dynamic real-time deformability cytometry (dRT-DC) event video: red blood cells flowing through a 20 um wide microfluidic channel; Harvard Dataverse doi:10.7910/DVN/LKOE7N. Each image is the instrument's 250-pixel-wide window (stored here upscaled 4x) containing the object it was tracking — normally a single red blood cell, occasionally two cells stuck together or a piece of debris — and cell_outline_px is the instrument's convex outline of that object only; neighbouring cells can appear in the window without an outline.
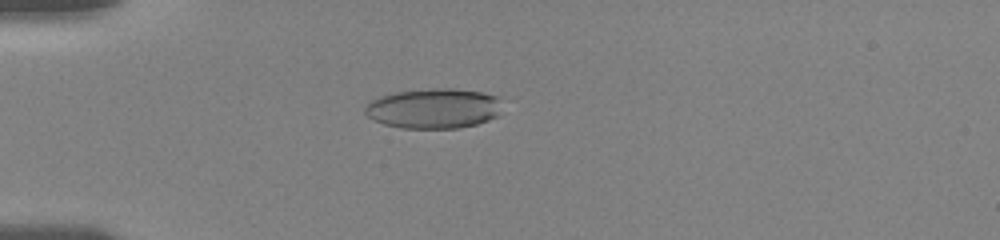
{"species": "human", "species_latin": "Homo sapiens", "temperature_condition": "room temperature", "stored_images_in_passage": 34, "camera_frame_rate_fps": 3000, "um_per_image_px": 0.085, "donor": {"sex": "female"}, "frame": {"image": 1, "passage_image": 10, "time_ms": 5.0, "image_size_px": [1000, 240], "cell_outline_px": [[500, 96], [496, 116], [488, 120], [476, 124], [460, 128], [400, 128], [384, 124], [368, 116], [364, 112], [364, 108], [372, 100], [380, 96], [392, 92], [432, 88], [452, 88], [480, 92]], "centroid_in_image_um": [36.83, 9.21], "position_along_channel_um": 48.2, "area_um2": 31.91}}
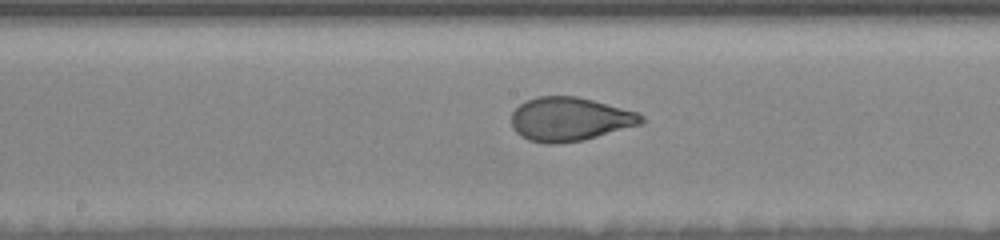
{"frame": {"image": 2, "passage_image": 22, "time_ms": 9.667, "image_size_px": [1000, 240], "cell_outline_px": [[644, 120], [640, 124], [584, 140], [556, 144], [548, 144], [528, 140], [520, 136], [512, 128], [512, 112], [524, 100], [536, 96], [576, 96], [640, 112], [644, 116]], "centroid_in_image_um": [48.41, 10.12], "position_along_channel_um": 199.8, "area_um2": 33.29}}
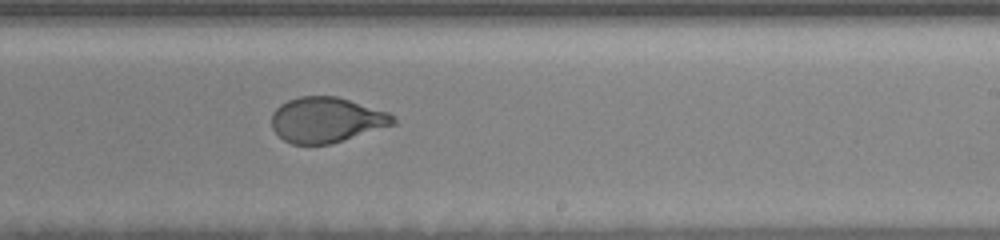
{"frame": {"image": 3, "passage_image": 30, "time_ms": 11.333, "image_size_px": [1000, 240], "cell_outline_px": [[396, 124], [332, 144], [292, 144], [284, 140], [272, 128], [272, 112], [280, 104], [288, 100], [300, 96], [336, 96], [388, 112], [396, 120]], "centroid_in_image_um": [27.74, 10.19], "position_along_channel_um": 261.3, "area_um2": 32.02}}